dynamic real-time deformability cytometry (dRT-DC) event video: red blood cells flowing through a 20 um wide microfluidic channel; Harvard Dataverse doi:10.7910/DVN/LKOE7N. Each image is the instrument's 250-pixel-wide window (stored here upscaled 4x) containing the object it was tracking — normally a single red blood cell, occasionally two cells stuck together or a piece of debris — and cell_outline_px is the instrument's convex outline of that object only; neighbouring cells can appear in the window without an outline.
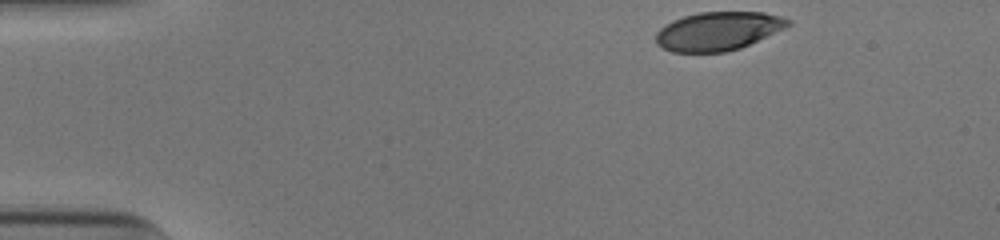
{"species": "human", "species_latin": "Homo sapiens", "temperature_condition": "cold", "stored_images_in_passage": 37, "camera_frame_rate_fps": 3000, "um_per_image_px": 0.085, "donor": {"sex": "male"}, "frame": {"image": 1, "passage_image": 1, "time_ms": 0.0, "image_size_px": [1000, 240], "cell_outline_px": [[792, 24], [784, 28], [740, 48], [724, 52], [672, 52], [656, 44], [656, 32], [660, 28], [672, 20], [684, 16], [700, 12], [764, 12], [780, 16], [792, 20]], "centroid_in_image_um": [61.03, 2.64], "position_along_channel_um": 24.0, "area_um2": 29.59}}
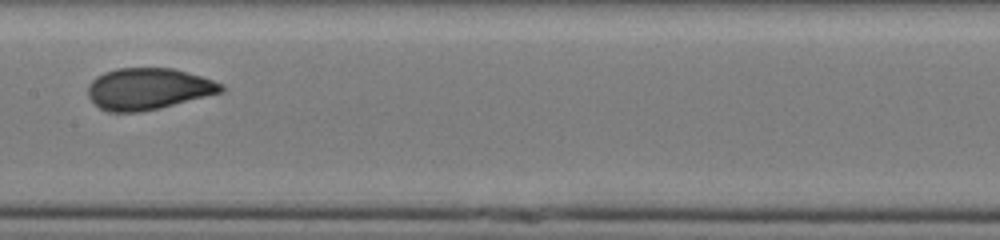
{"frame": {"image": 2, "passage_image": 21, "time_ms": 6.667, "image_size_px": [1000, 240], "cell_outline_px": [[228, 88], [224, 92], [160, 108], [140, 112], [108, 112], [100, 108], [88, 96], [88, 84], [96, 76], [104, 72], [116, 68], [172, 68], [200, 76], [224, 84]], "centroid_in_image_um": [12.62, 7.55], "position_along_channel_um": 194.8, "area_um2": 32.43}}
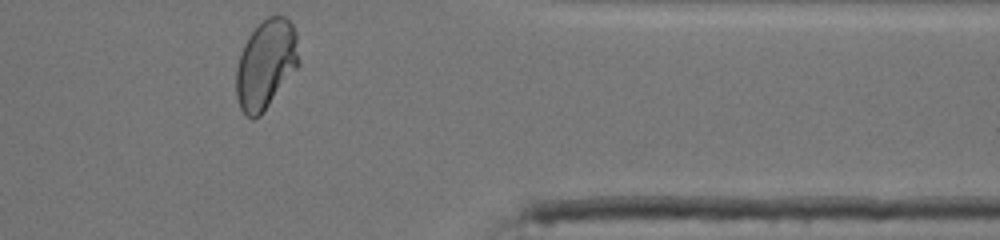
{"frame": {"image": 3, "passage_image": 37, "time_ms": 12.0, "image_size_px": [1000, 240], "cell_outline_px": [[300, 64], [260, 116], [252, 120], [240, 108], [236, 96], [236, 68], [240, 52], [248, 36], [268, 16], [284, 16], [292, 24], [296, 32], [300, 60]], "centroid_in_image_um": [22.6, 5.47], "position_along_channel_um": 388.8, "area_um2": 32.48}, "authors_computed_cell_mechanics": {"area_um2": 32.1946, "velocity_mm_per_s": 3.9135, "shape_relaxation_time_tau1_ms": 4.2804, "shape_relaxation_time_tau2_ms": null, "deformation_change_tau1": 0.1679, "deformation_change_tau2": null}}